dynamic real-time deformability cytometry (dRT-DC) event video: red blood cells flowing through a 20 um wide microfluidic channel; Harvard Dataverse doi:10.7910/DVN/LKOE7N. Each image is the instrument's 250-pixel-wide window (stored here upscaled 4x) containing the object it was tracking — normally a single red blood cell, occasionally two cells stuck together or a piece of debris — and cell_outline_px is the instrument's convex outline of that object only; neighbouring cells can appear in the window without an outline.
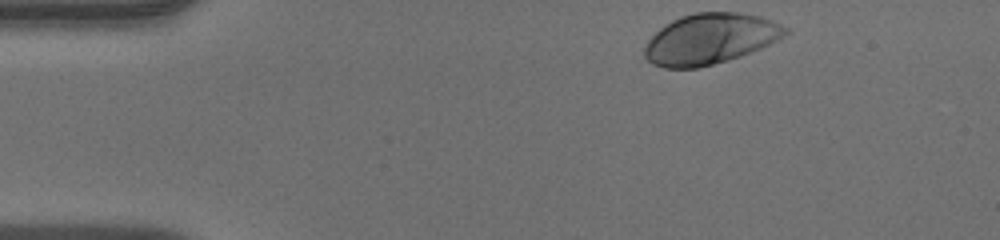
{"species": "human", "species_latin": "Homo sapiens", "temperature_condition": "warm", "stored_images_in_passage": 34, "camera_frame_rate_fps": 3000, "um_per_image_px": 0.085, "donor": {"sex": "male"}, "frame": {"image": 1, "passage_image": 1, "time_ms": 0.0, "image_size_px": [1000, 240], "cell_outline_px": [[788, 32], [784, 36], [760, 48], [740, 56], [728, 60], [696, 68], [664, 68], [652, 64], [644, 56], [644, 48], [648, 40], [660, 28], [672, 20], [680, 16], [696, 12], [740, 12], [760, 16], [772, 20], [788, 28]], "centroid_in_image_um": [60.35, 3.3], "position_along_channel_um": 24.7, "area_um2": 41.38}}
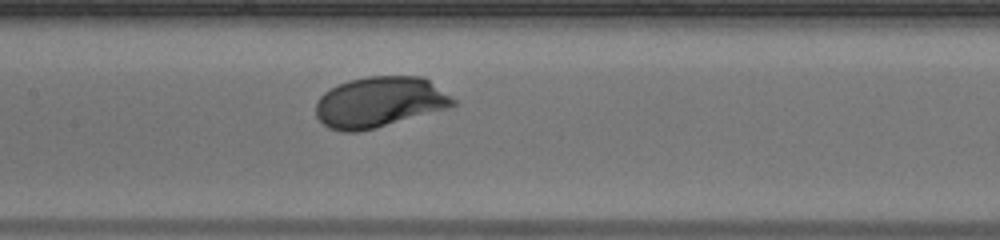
{"frame": {"image": 2, "passage_image": 17, "time_ms": 5.333, "image_size_px": [1000, 240], "cell_outline_px": [[456, 104], [448, 108], [376, 128], [356, 132], [344, 132], [328, 128], [316, 116], [316, 100], [324, 92], [348, 80], [368, 76], [424, 76], [456, 100]], "centroid_in_image_um": [32.25, 8.68], "position_along_channel_um": 175.1, "area_um2": 40.52}}
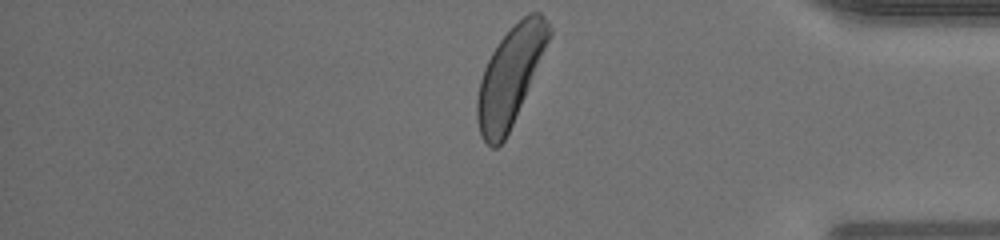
{"frame": {"image": 3, "passage_image": 34, "time_ms": 11.0, "image_size_px": [1000, 240], "cell_outline_px": [[552, 32], [512, 124], [504, 140], [496, 148], [492, 148], [484, 140], [480, 132], [476, 116], [476, 100], [480, 80], [484, 68], [492, 52], [500, 40], [528, 12], [540, 12], [548, 20], [552, 28]], "centroid_in_image_um": [43.35, 6.47], "position_along_channel_um": 391.9, "area_um2": 39.82}}